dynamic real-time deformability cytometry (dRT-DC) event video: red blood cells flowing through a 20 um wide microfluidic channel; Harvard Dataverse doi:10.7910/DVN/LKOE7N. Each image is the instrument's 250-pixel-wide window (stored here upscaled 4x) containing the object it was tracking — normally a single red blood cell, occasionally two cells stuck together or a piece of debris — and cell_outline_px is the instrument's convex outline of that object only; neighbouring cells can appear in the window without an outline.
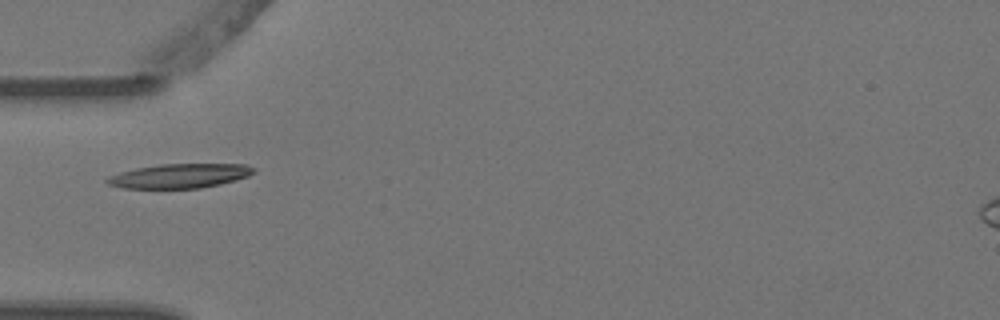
{"species": "Egyptian fruit bat (a non-hibernating species)", "species_latin": "Rousettus aegyptiacus", "temperature_condition": "warm", "stored_images_in_passage": 6, "camera_frame_rate_fps": 3000, "um_per_image_px": 0.085, "animal": {"sex": "female"}, "frame": {"image": 1, "passage_image": 1, "time_ms": 0.0, "image_size_px": [1000, 320], "cell_outline_px": [[256, 172], [248, 176], [236, 180], [220, 184], [200, 188], [124, 188], [108, 184], [104, 180], [108, 176], [120, 172], [136, 168], [160, 164], [244, 164], [256, 168]], "centroid_in_image_um": [15.29, 14.95], "position_along_channel_um": 69.7, "area_um2": 20.81}}
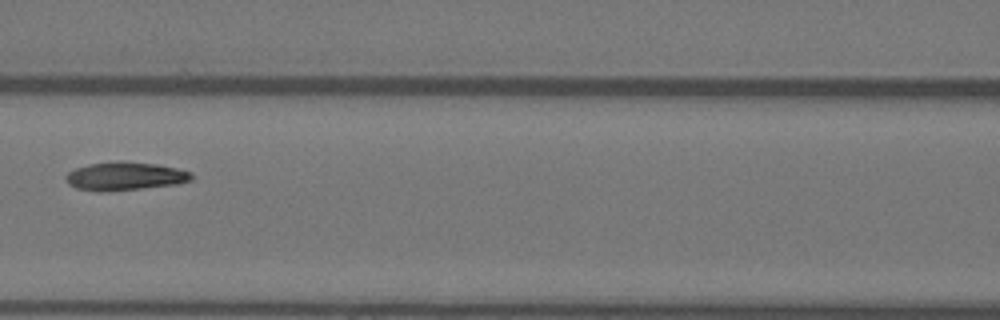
{"frame": {"image": 2, "passage_image": 3, "time_ms": 0.667, "image_size_px": [1000, 320], "cell_outline_px": [[192, 180], [176, 184], [140, 188], [100, 192], [96, 192], [76, 188], [68, 184], [64, 176], [68, 172], [76, 168], [88, 164], [156, 164], [176, 168], [192, 172]], "centroid_in_image_um": [10.6, 15.02], "position_along_channel_um": 156.0, "area_um2": 19.83}}
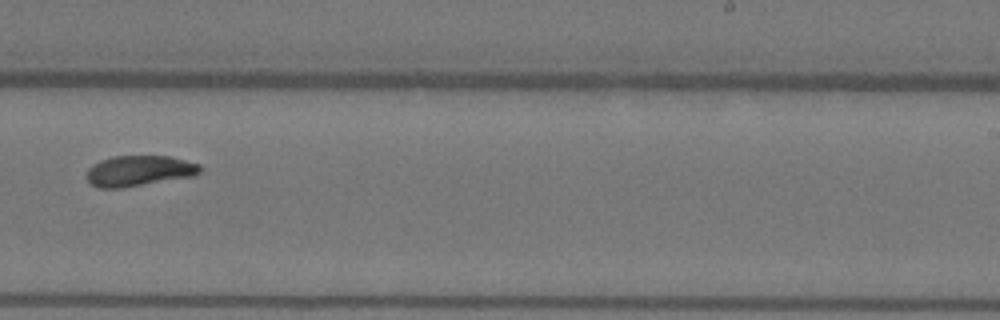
{"frame": {"image": 3, "passage_image": 6, "time_ms": 1.667, "image_size_px": [1000, 320], "cell_outline_px": [[200, 172], [196, 176], [120, 188], [100, 188], [92, 184], [84, 176], [88, 168], [92, 164], [100, 160], [112, 156], [168, 156], [200, 164]], "centroid_in_image_um": [11.79, 14.52], "position_along_channel_um": 277.2, "area_um2": 20.35}}